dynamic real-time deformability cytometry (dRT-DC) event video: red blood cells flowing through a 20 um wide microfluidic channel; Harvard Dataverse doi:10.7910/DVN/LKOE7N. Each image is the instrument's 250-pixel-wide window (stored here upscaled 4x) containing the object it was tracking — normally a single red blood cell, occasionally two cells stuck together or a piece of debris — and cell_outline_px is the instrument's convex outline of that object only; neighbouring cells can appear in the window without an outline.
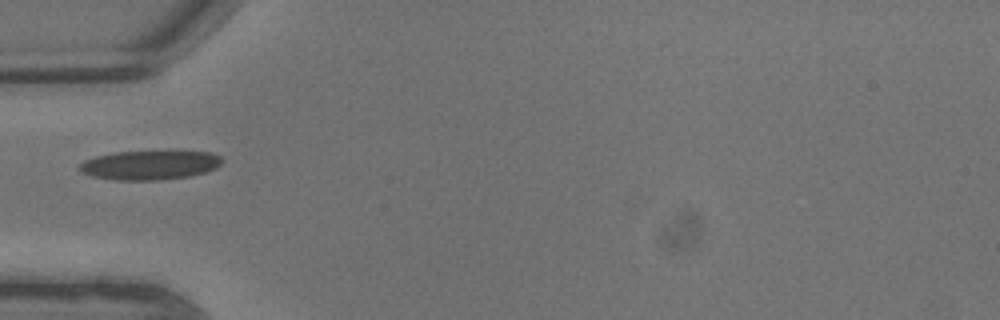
{"species": "common noctule bat (a hibernating species)", "species_latin": "Nyctalus noctula", "temperature_condition": "warm", "stored_images_in_passage": 4, "camera_frame_rate_fps": 3000, "um_per_image_px": 0.085, "animal": {"sex": "male", "body_mass_g": 13.3}, "frame": {"image": 1, "passage_image": 1, "time_ms": 0.0, "image_size_px": [1000, 320], "cell_outline_px": [[220, 164], [216, 168], [204, 172], [188, 176], [160, 180], [116, 180], [92, 176], [76, 168], [84, 160], [96, 156], [116, 152], [212, 152], [220, 156]], "centroid_in_image_um": [12.69, 14.04], "position_along_channel_um": 72.3, "area_um2": 23.87}}
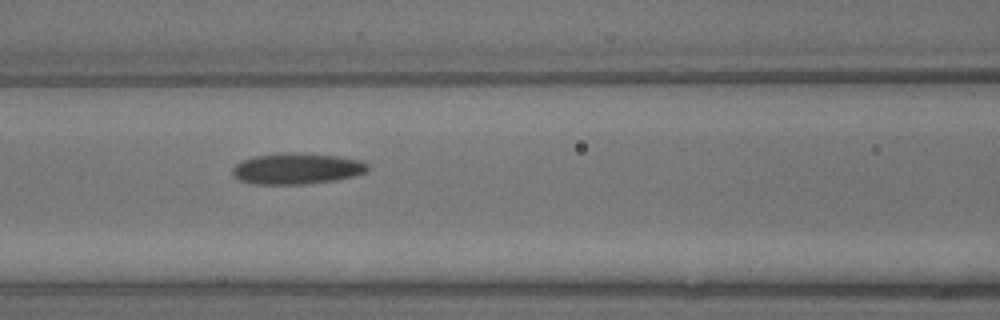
{"frame": {"image": 2, "passage_image": 3, "time_ms": 0.667, "image_size_px": [1000, 320], "cell_outline_px": [[368, 172], [336, 180], [304, 184], [252, 184], [240, 180], [232, 176], [232, 168], [236, 164], [244, 160], [256, 156], [336, 156], [360, 160], [368, 164]], "centroid_in_image_um": [25.24, 14.4], "position_along_channel_um": 141.4, "area_um2": 23.18}}
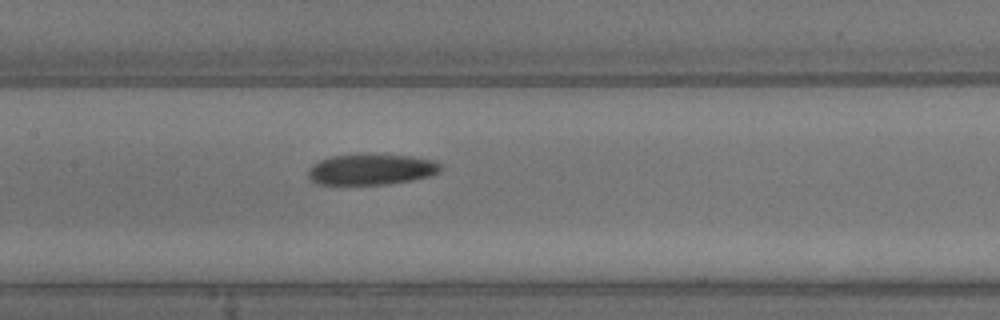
{"frame": {"image": 3, "passage_image": 4, "time_ms": 1.0, "image_size_px": [1000, 320], "cell_outline_px": [[440, 172], [432, 176], [412, 180], [388, 184], [316, 184], [308, 176], [308, 168], [312, 164], [320, 160], [332, 156], [372, 152], [408, 156], [436, 160], [440, 164]], "centroid_in_image_um": [31.57, 14.37], "position_along_channel_um": 175.8, "area_um2": 24.39}}